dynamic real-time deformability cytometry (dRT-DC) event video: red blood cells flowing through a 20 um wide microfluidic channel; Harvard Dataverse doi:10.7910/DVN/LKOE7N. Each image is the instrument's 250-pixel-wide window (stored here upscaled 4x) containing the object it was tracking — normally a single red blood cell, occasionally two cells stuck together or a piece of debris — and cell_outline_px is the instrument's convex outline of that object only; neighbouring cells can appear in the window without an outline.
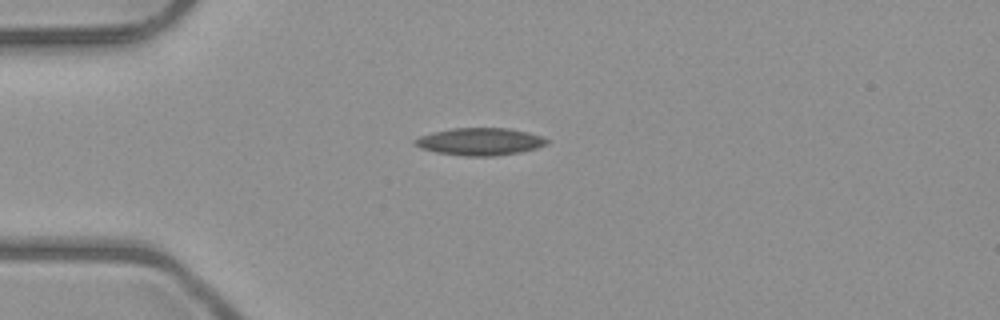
{"species": "common noctule bat (a hibernating species)", "species_latin": "Nyctalus noctula", "temperature_condition": "room temperature", "stored_images_in_passage": 4, "camera_frame_rate_fps": 3000, "um_per_image_px": 0.085, "animal": {"sex": "male", "body_mass_g": 23.1, "forearm_length_mm": 52.7}, "frame": {"image": 1, "passage_image": 1, "time_ms": 0.0, "image_size_px": [1000, 320], "cell_outline_px": [[548, 144], [536, 148], [520, 152], [496, 156], [464, 156], [436, 152], [420, 148], [412, 144], [412, 140], [420, 136], [432, 132], [452, 128], [508, 128], [528, 132], [540, 136], [548, 140]], "centroid_in_image_um": [40.75, 12.04], "position_along_channel_um": 44.2, "area_um2": 21.15}}
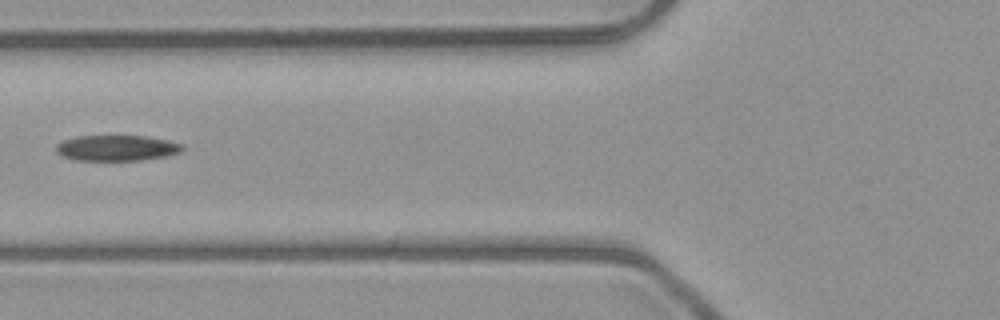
{"frame": {"image": 2, "passage_image": 3, "time_ms": 2.333, "image_size_px": [1000, 320], "cell_outline_px": [[184, 148], [180, 152], [164, 156], [140, 160], [76, 160], [60, 156], [56, 152], [56, 144], [64, 140], [76, 136], [144, 136], [168, 140], [184, 144]], "centroid_in_image_um": [9.9, 12.58], "position_along_channel_um": 115.9, "area_um2": 18.9}}
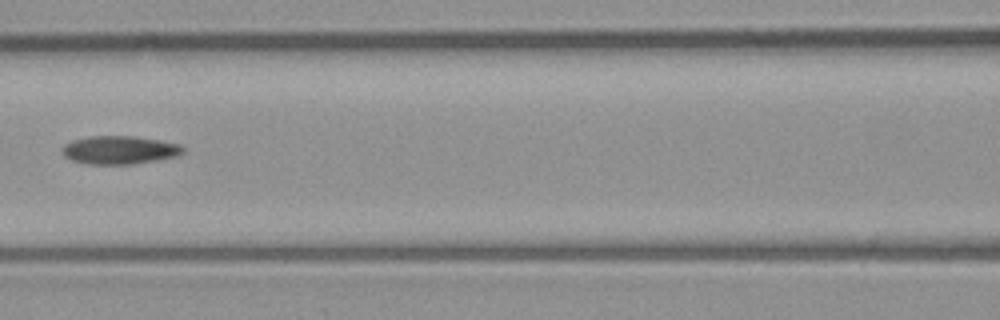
{"frame": {"image": 3, "passage_image": 4, "time_ms": 3.333, "image_size_px": [1000, 320], "cell_outline_px": [[184, 152], [176, 156], [160, 160], [132, 164], [88, 164], [72, 160], [64, 156], [64, 144], [72, 140], [92, 136], [132, 136], [160, 140], [180, 144], [184, 148]], "centroid_in_image_um": [10.2, 12.75], "position_along_channel_um": 156.4, "area_um2": 19.83}}